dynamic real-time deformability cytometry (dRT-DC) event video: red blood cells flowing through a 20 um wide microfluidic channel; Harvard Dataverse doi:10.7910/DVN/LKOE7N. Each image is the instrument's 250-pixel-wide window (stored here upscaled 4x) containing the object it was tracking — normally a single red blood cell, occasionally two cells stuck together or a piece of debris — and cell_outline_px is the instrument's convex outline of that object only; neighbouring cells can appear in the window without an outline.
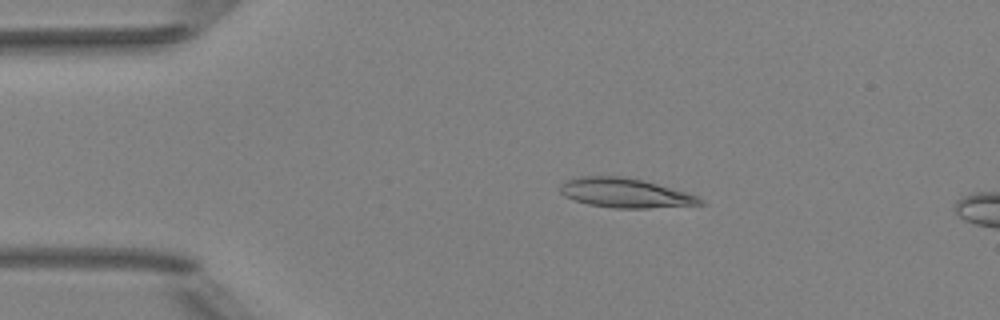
{"species": "Egyptian fruit bat (a non-hibernating species)", "species_latin": "Rousettus aegyptiacus", "temperature_condition": "room temperature", "stored_images_in_passage": 5, "camera_frame_rate_fps": 3000, "um_per_image_px": 0.085, "animal": {"sex": "female"}, "frame": {"image": 1, "passage_image": 3, "time_ms": 0.667, "image_size_px": [1000, 320], "cell_outline_px": [[704, 204], [648, 208], [616, 208], [588, 204], [564, 196], [560, 192], [560, 184], [568, 180], [580, 176], [620, 176], [640, 180], [656, 184], [684, 192], [696, 196], [704, 200]], "centroid_in_image_um": [53.1, 16.4], "position_along_channel_um": 31.9, "area_um2": 23.52}}